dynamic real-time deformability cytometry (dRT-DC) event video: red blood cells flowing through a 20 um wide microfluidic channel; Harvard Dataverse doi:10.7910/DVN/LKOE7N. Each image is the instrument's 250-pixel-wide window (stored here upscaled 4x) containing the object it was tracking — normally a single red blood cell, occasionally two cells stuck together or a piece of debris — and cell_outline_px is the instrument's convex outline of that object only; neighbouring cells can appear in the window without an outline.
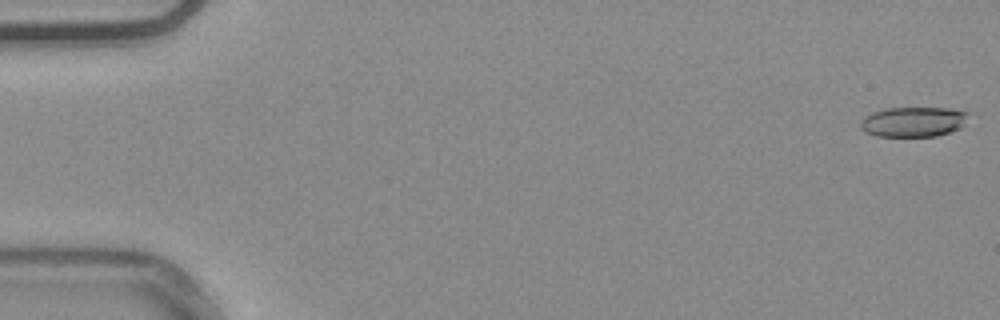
{"species": "common noctule bat (a hibernating species)", "species_latin": "Nyctalus noctula", "temperature_condition": "warm", "stored_images_in_passage": 54, "camera_frame_rate_fps": 3000, "um_per_image_px": 0.085, "animal": {"sex": "male", "body_mass_g": 20.4}, "frame": {"image": 1, "passage_image": 1, "time_ms": 0.0, "image_size_px": [1000, 320], "cell_outline_px": [[972, 112], [964, 124], [960, 128], [936, 136], [876, 136], [860, 128], [860, 120], [864, 116], [872, 112], [884, 108], [948, 108]], "centroid_in_image_um": [77.65, 10.34], "position_along_channel_um": 7.3, "area_um2": 19.02}}
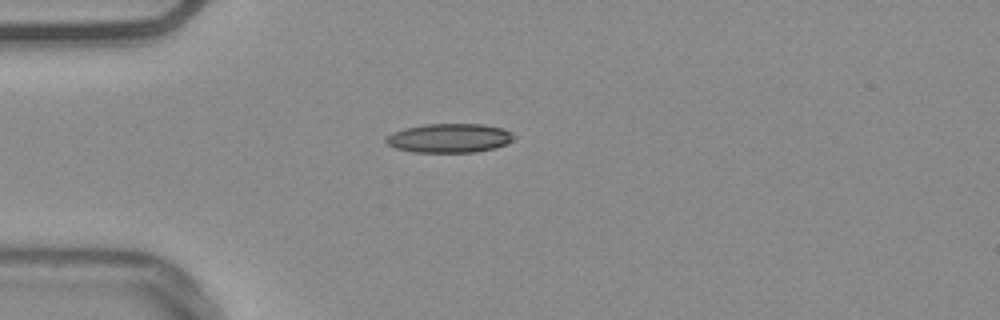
{"frame": {"image": 2, "passage_image": 15, "time_ms": 4.667, "image_size_px": [1000, 320], "cell_outline_px": [[516, 136], [512, 140], [496, 148], [476, 152], [412, 152], [396, 148], [388, 144], [384, 140], [392, 132], [404, 128], [424, 124], [484, 124], [504, 128], [512, 132]], "centroid_in_image_um": [38.22, 11.73], "position_along_channel_um": 46.8, "area_um2": 21.79}}
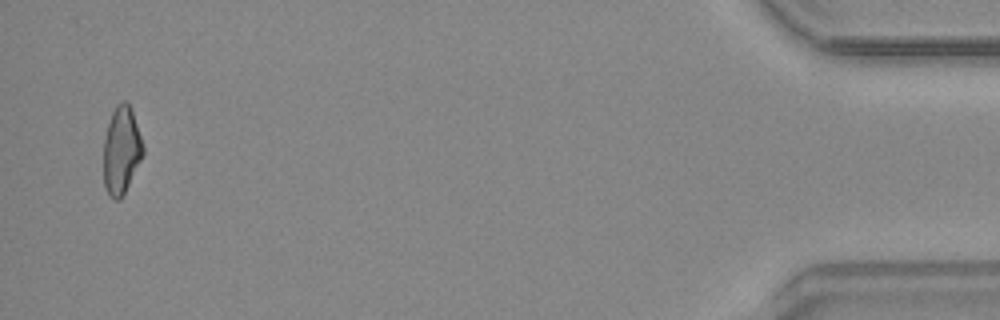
{"frame": {"image": 3, "passage_image": 53, "time_ms": 17.333, "image_size_px": [1000, 320], "cell_outline_px": [[144, 152], [120, 200], [112, 200], [108, 196], [104, 188], [104, 136], [112, 112], [116, 104], [120, 100], [128, 100], [144, 148]], "centroid_in_image_um": [10.29, 12.77], "position_along_channel_um": 424.9, "area_um2": 20.0}, "authors_computed_cell_mechanics": {"area_um2": 20.5768, "velocity_mm_per_s": 3.7884, "shape_relaxation_time_tau1_ms": null, "shape_relaxation_time_tau2_ms": 5.3559, "deformation_change_tau1": null, "deformation_change_tau2": 0.1539}}